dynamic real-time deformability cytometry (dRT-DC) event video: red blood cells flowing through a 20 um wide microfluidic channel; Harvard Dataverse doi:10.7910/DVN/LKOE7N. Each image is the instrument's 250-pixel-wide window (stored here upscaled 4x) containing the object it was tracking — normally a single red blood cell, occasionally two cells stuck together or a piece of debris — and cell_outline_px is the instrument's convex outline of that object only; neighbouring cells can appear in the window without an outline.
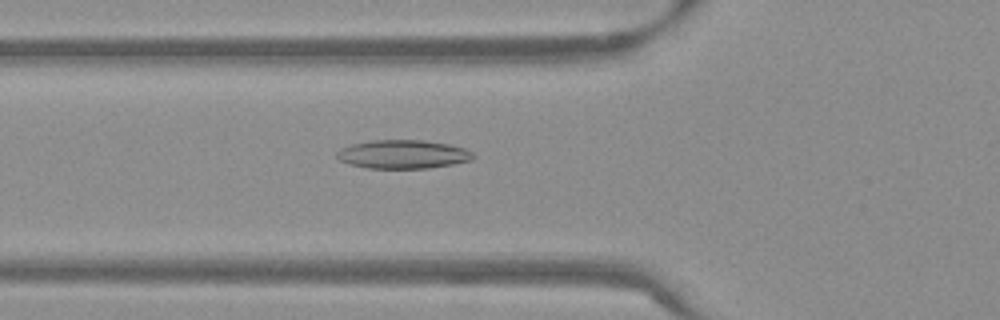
{"species": "Egyptian fruit bat (a non-hibernating species)", "species_latin": "Rousettus aegyptiacus", "temperature_condition": "warm", "stored_images_in_passage": 53, "camera_frame_rate_fps": 3000, "um_per_image_px": 0.085, "frame": {"image": 1, "passage_image": 19, "time_ms": 6.0, "image_size_px": [1000, 320], "cell_outline_px": [[476, 156], [472, 160], [452, 164], [428, 168], [368, 168], [348, 164], [340, 160], [336, 156], [336, 152], [340, 148], [352, 144], [372, 140], [424, 140], [448, 144], [464, 148], [472, 152]], "centroid_in_image_um": [34.24, 13.11], "position_along_channel_um": 91.6, "area_um2": 22.77}}
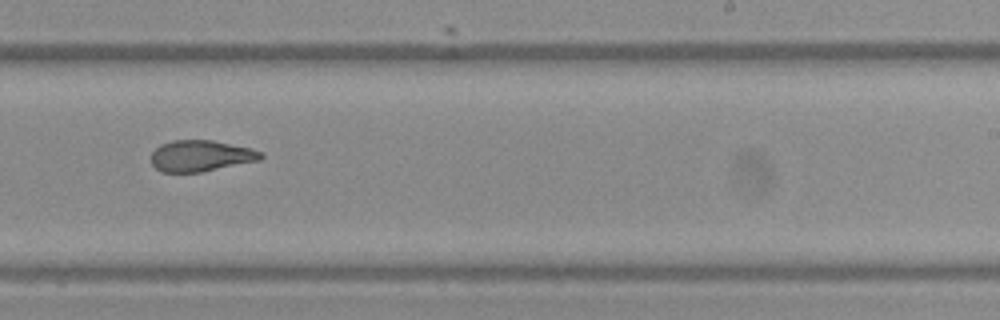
{"frame": {"image": 2, "passage_image": 33, "time_ms": 10.667, "image_size_px": [1000, 320], "cell_outline_px": [[264, 156], [260, 160], [200, 172], [160, 172], [152, 164], [152, 152], [160, 144], [172, 140], [212, 140], [252, 148], [260, 152]], "centroid_in_image_um": [17.06, 13.24], "position_along_channel_um": 271.9, "area_um2": 19.88}}
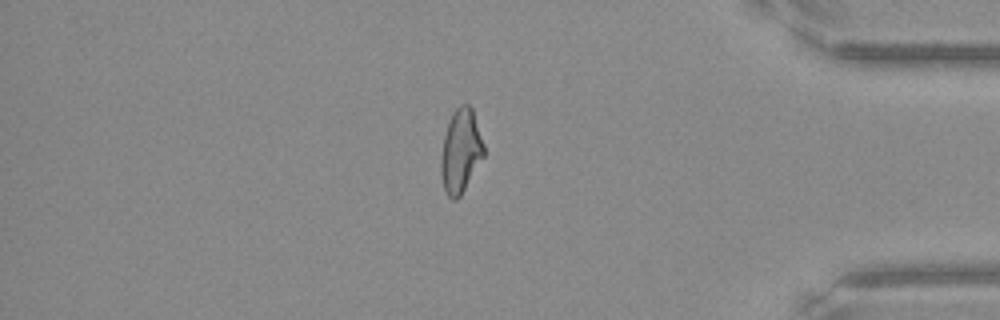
{"frame": {"image": 3, "passage_image": 45, "time_ms": 14.667, "image_size_px": [1000, 320], "cell_outline_px": [[484, 156], [460, 196], [456, 200], [452, 200], [448, 196], [444, 188], [440, 172], [440, 160], [444, 136], [448, 120], [452, 112], [460, 104], [468, 104], [472, 108], [484, 144]], "centroid_in_image_um": [39.15, 12.82], "position_along_channel_um": 396.1, "area_um2": 20.92}, "authors_computed_cell_mechanics": {"area_um2": 21.5016, "velocity_mm_per_s": 3.8526, "shape_relaxation_time_tau1_ms": null, "shape_relaxation_time_tau2_ms": 2.3129, "deformation_change_tau1": null, "deformation_change_tau2": 0.1013}}